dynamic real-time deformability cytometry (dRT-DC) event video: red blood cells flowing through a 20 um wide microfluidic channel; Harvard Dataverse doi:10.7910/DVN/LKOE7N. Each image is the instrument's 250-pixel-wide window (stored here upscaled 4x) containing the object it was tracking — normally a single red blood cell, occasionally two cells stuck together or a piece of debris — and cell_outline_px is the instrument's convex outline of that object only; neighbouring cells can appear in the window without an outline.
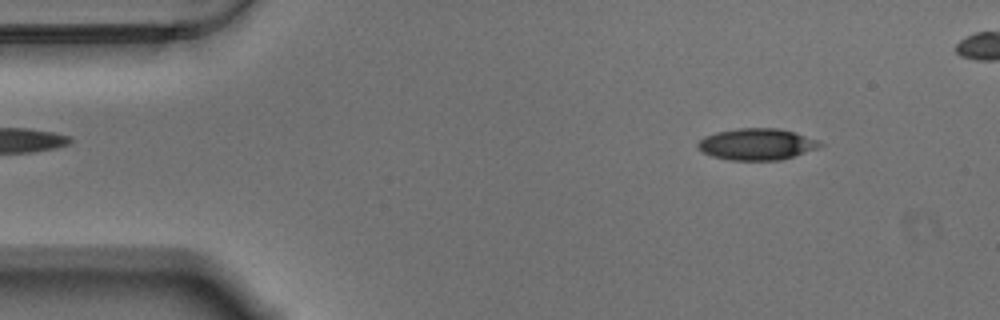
{"species": "Egyptian fruit bat (a non-hibernating species)", "species_latin": "Rousettus aegyptiacus", "temperature_condition": "warm", "stored_images_in_passage": 52, "camera_frame_rate_fps": 3000, "um_per_image_px": 0.085, "animal": {"sex": "male"}, "frame": {"image": 1, "passage_image": 6, "time_ms": 1.667, "image_size_px": [1000, 320], "cell_outline_px": [[824, 144], [816, 148], [780, 160], [728, 160], [712, 156], [704, 152], [696, 144], [704, 136], [716, 132], [740, 128], [780, 128], [820, 140]], "centroid_in_image_um": [64.32, 12.25], "position_along_channel_um": 20.7, "area_um2": 22.25}}
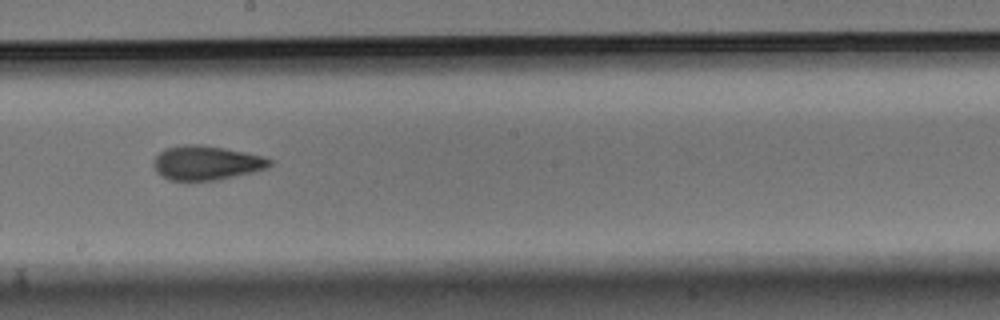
{"frame": {"image": 2, "passage_image": 30, "time_ms": 9.667, "image_size_px": [1000, 320], "cell_outline_px": [[272, 164], [268, 168], [252, 172], [216, 180], [168, 180], [160, 176], [156, 172], [152, 164], [156, 156], [164, 148], [184, 144], [200, 144], [224, 148], [264, 156], [272, 160]], "centroid_in_image_um": [17.51, 13.84], "position_along_channel_um": 230.7, "area_um2": 23.29}}
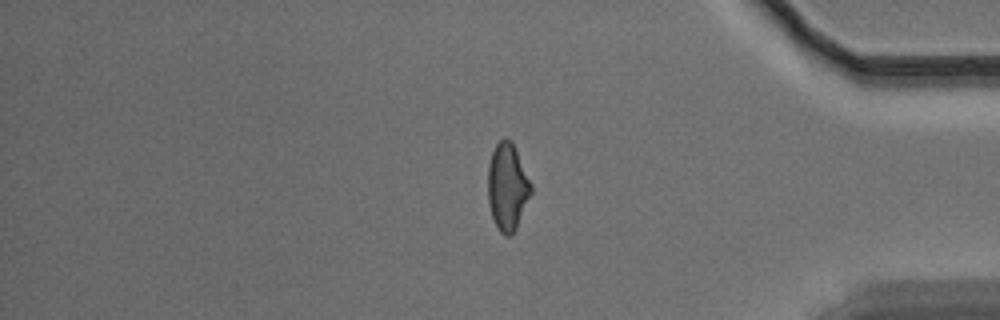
{"frame": {"image": 3, "passage_image": 46, "time_ms": 15.0, "image_size_px": [1000, 320], "cell_outline_px": [[532, 192], [516, 228], [508, 236], [504, 236], [500, 232], [492, 216], [488, 204], [488, 164], [492, 152], [496, 144], [504, 136], [508, 136], [512, 140], [532, 184]], "centroid_in_image_um": [43.13, 15.83], "position_along_channel_um": 392.1, "area_um2": 22.02}, "authors_computed_cell_mechanics": {"area_um2": 22.6287, "velocity_mm_per_s": 3.5334, "shape_relaxation_time_tau1_ms": 6.2039, "shape_relaxation_time_tau2_ms": 3.0013, "deformation_change_tau1": 0.1687, "deformation_change_tau2": 0.1097}}